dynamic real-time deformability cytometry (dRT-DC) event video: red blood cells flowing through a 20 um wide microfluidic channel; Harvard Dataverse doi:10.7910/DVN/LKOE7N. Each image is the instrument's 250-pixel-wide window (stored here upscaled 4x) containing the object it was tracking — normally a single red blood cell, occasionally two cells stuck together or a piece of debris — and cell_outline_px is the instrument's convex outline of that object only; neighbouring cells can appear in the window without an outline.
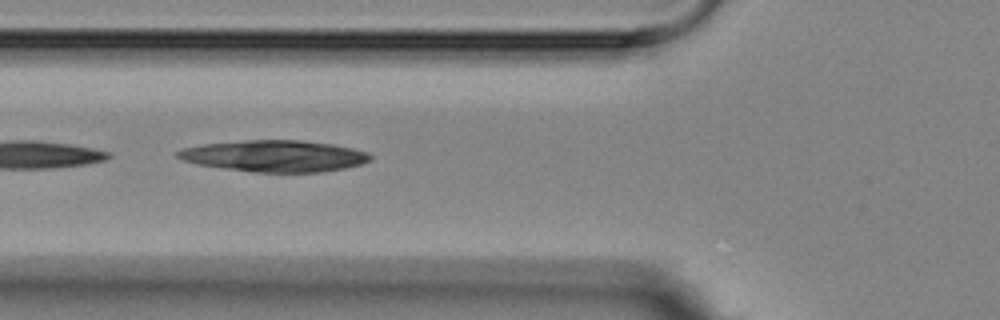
{"species": "Egyptian fruit bat (a non-hibernating species)", "species_latin": "Rousettus aegyptiacus", "temperature_condition": "room temperature", "stored_images_in_passage": 6, "camera_frame_rate_fps": 3000, "um_per_image_px": 0.085, "animal": {"sex": "female"}, "frame": {"image": 1, "passage_image": 5, "time_ms": 5.667, "image_size_px": [1000, 320], "cell_outline_px": [[372, 160], [360, 164], [344, 168], [324, 172], [252, 172], [196, 164], [184, 160], [176, 156], [176, 152], [184, 148], [204, 144], [244, 140], [300, 140], [332, 144], [352, 148], [368, 152], [372, 156]], "centroid_in_image_um": [23.36, 13.26], "position_along_channel_um": 102.4, "area_um2": 35.26}}